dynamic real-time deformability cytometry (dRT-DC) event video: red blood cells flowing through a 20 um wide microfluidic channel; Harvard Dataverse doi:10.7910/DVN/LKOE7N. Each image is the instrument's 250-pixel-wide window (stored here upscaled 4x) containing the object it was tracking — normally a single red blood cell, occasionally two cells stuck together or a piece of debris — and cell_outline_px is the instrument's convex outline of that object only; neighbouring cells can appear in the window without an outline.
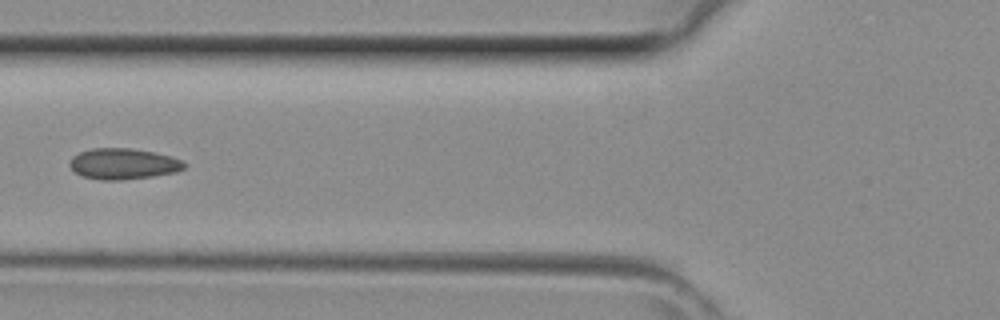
{"species": "common noctule bat (a hibernating species)", "species_latin": "Nyctalus noctula", "temperature_condition": "room temperature", "stored_images_in_passage": 11, "camera_frame_rate_fps": 3000, "um_per_image_px": 0.085, "animal": {"sex": "female", "body_mass_g": 29.2, "forearm_length_mm": 56.3}, "frame": {"image": 1, "passage_image": 7, "time_ms": 2.0, "image_size_px": [1000, 320], "cell_outline_px": [[184, 168], [176, 172], [152, 176], [120, 180], [104, 180], [84, 176], [76, 172], [68, 164], [72, 156], [80, 152], [92, 148], [132, 148], [152, 152], [168, 156], [180, 160], [184, 164]], "centroid_in_image_um": [10.44, 13.92], "position_along_channel_um": 115.4, "area_um2": 20.29}}